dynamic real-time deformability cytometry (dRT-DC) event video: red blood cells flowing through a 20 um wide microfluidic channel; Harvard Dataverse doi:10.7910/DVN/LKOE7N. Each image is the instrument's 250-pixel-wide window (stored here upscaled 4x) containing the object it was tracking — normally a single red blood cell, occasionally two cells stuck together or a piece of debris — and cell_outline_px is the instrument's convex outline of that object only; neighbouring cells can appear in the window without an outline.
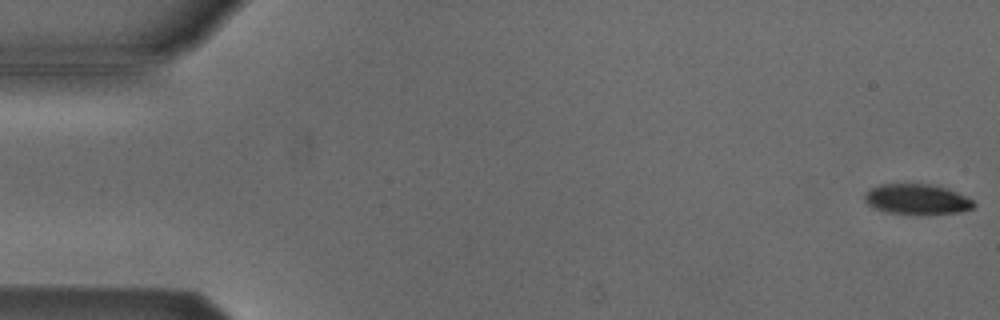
{"species": "Egyptian fruit bat (a non-hibernating species)", "species_latin": "Rousettus aegyptiacus", "temperature_condition": "cold", "stored_images_in_passage": 19, "camera_frame_rate_fps": 3000, "um_per_image_px": 0.085, "animal": {"sex": "male"}, "frame": {"image": 1, "passage_image": 1, "time_ms": 0.0, "image_size_px": [1000, 320], "cell_outline_px": [[976, 204], [972, 208], [960, 212], [920, 216], [888, 212], [872, 208], [864, 200], [864, 192], [880, 184], [936, 184], [948, 188], [972, 200]], "centroid_in_image_um": [77.93, 16.95], "position_along_channel_um": 7.1, "area_um2": 19.77}}
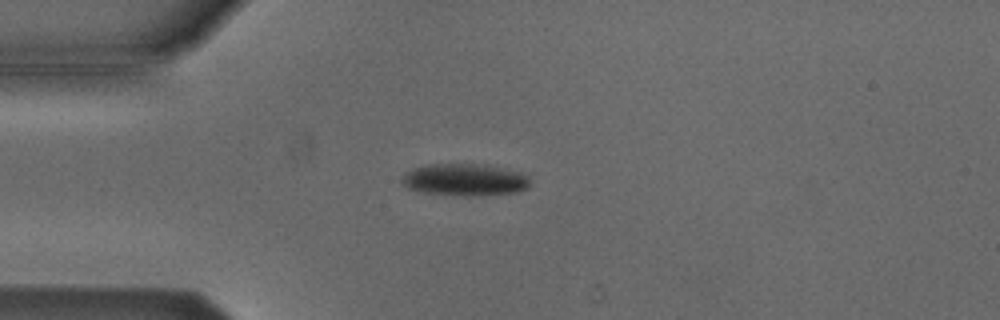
{"frame": {"image": 2, "passage_image": 14, "time_ms": 4.333, "image_size_px": [1000, 320], "cell_outline_px": [[528, 188], [520, 192], [468, 196], [464, 196], [424, 192], [408, 188], [400, 180], [404, 172], [412, 168], [428, 164], [484, 164], [520, 172], [528, 176]], "centroid_in_image_um": [39.48, 15.27], "position_along_channel_um": 45.5, "area_um2": 23.99}}
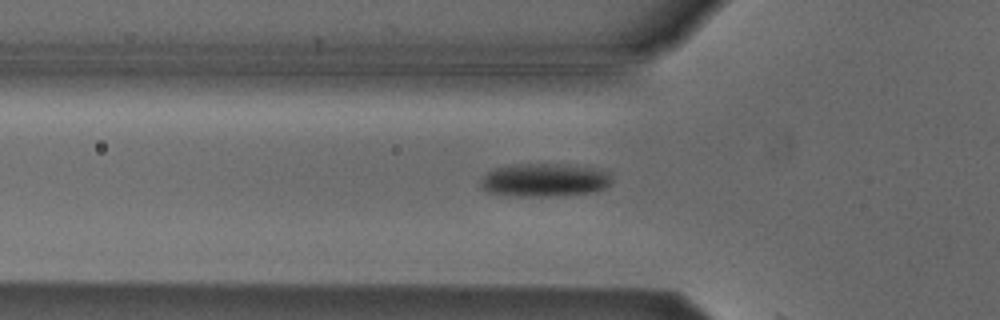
{"frame": {"image": 3, "passage_image": 18, "time_ms": 5.667, "image_size_px": [1000, 320], "cell_outline_px": [[612, 180], [604, 188], [596, 192], [548, 196], [520, 196], [488, 192], [480, 184], [480, 180], [488, 172], [496, 168], [516, 164], [576, 164], [596, 168], [608, 172], [612, 176]], "centroid_in_image_um": [46.34, 15.29], "position_along_channel_um": 79.5, "area_um2": 25.43}}